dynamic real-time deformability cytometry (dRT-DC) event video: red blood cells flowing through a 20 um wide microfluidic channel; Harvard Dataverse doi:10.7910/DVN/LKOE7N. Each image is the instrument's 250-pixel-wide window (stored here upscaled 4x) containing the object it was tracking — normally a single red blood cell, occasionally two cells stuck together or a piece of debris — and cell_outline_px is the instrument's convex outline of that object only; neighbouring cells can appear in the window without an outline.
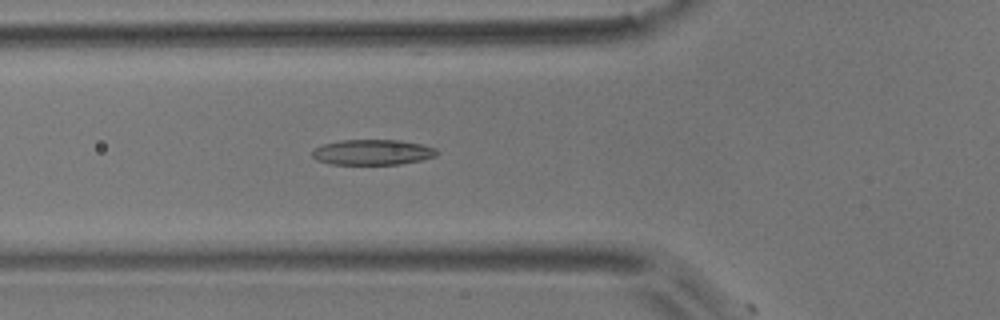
{"species": "common noctule bat (a hibernating species)", "species_latin": "Nyctalus noctula", "temperature_condition": "room temperature", "stored_images_in_passage": 5, "camera_frame_rate_fps": 3000, "um_per_image_px": 0.085, "animal": {"sex": "male", "body_mass_g": 17.9}, "frame": {"image": 1, "passage_image": 5, "time_ms": 5.667, "image_size_px": [1000, 320], "cell_outline_px": [[440, 152], [436, 156], [420, 160], [400, 164], [332, 164], [316, 160], [312, 156], [312, 152], [316, 148], [324, 144], [340, 140], [400, 140], [420, 144], [436, 148]], "centroid_in_image_um": [31.69, 12.94], "position_along_channel_um": 94.1, "area_um2": 18.38}}